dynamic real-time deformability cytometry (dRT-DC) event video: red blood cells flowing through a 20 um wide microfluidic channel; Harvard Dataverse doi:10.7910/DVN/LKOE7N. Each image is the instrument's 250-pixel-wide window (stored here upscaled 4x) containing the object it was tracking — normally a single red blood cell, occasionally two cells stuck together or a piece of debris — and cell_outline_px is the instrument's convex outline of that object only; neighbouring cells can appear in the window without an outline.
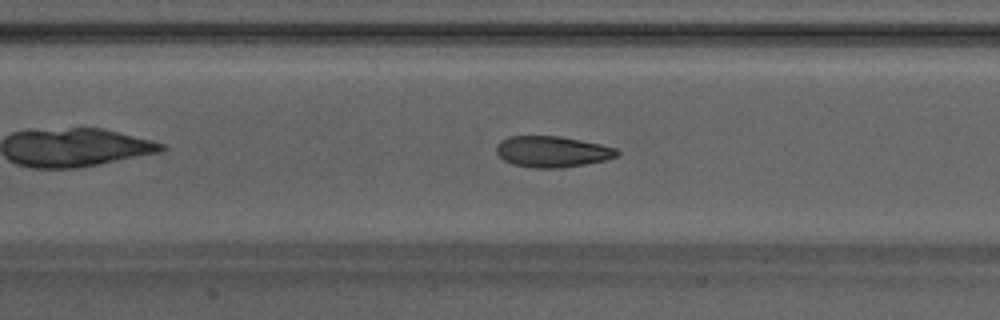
{"species": "Egyptian fruit bat (a non-hibernating species)", "species_latin": "Rousettus aegyptiacus", "temperature_condition": "warm", "stored_images_in_passage": 38, "camera_frame_rate_fps": 3000, "um_per_image_px": 0.085, "animal": {"sex": "male"}, "frame": {"image": 1, "passage_image": 12, "time_ms": 3.667, "image_size_px": [1000, 320], "cell_outline_px": [[620, 152], [616, 156], [608, 160], [564, 168], [532, 168], [512, 164], [504, 160], [496, 152], [496, 144], [500, 140], [508, 136], [560, 136], [600, 144], [616, 148]], "centroid_in_image_um": [46.93, 12.89], "position_along_channel_um": 160.5, "area_um2": 22.08}}
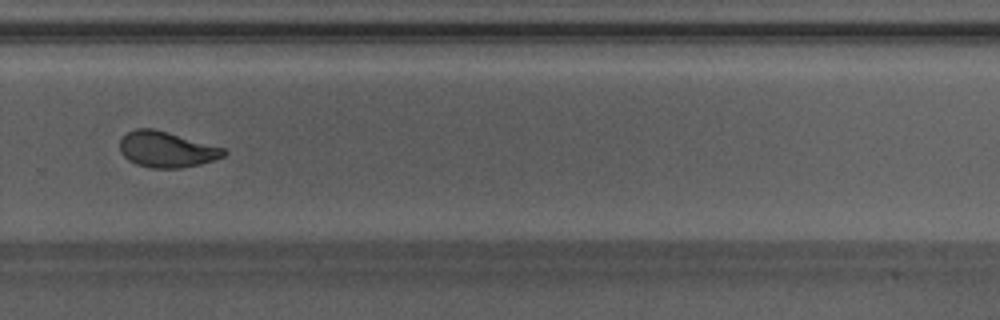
{"frame": {"image": 2, "passage_image": 23, "time_ms": 7.333, "image_size_px": [1000, 320], "cell_outline_px": [[228, 152], [224, 156], [200, 164], [180, 168], [152, 168], [136, 164], [128, 160], [120, 152], [120, 140], [128, 132], [136, 128], [152, 128], [224, 148]], "centroid_in_image_um": [14.14, 12.71], "position_along_channel_um": 315.7, "area_um2": 21.44}}
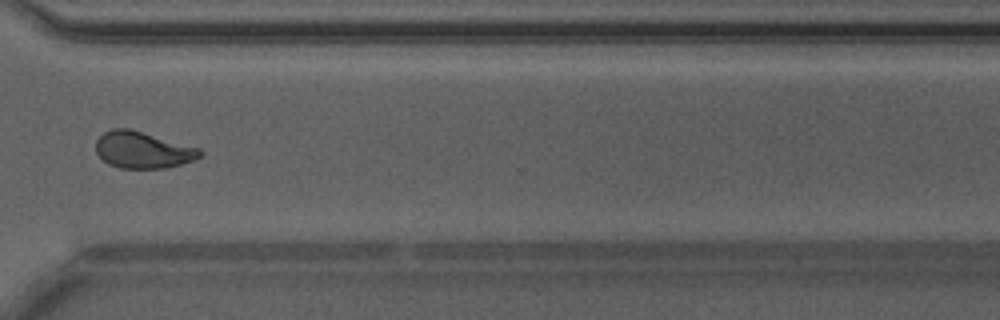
{"frame": {"image": 3, "passage_image": 26, "time_ms": 8.333, "image_size_px": [1000, 320], "cell_outline_px": [[204, 152], [196, 160], [168, 168], [120, 168], [108, 164], [96, 152], [96, 140], [104, 132], [112, 128], [128, 128], [200, 148]], "centroid_in_image_um": [12.16, 12.75], "position_along_channel_um": 358.4, "area_um2": 22.25}, "authors_computed_cell_mechanics": {"area_um2": 22.1663, "velocity_mm_per_s": 4.2482, "shape_relaxation_time_tau1_ms": 4.0447, "shape_relaxation_time_tau2_ms": 1.2961, "deformation_change_tau1": 0.1672, "deformation_change_tau2": 0.0745}}